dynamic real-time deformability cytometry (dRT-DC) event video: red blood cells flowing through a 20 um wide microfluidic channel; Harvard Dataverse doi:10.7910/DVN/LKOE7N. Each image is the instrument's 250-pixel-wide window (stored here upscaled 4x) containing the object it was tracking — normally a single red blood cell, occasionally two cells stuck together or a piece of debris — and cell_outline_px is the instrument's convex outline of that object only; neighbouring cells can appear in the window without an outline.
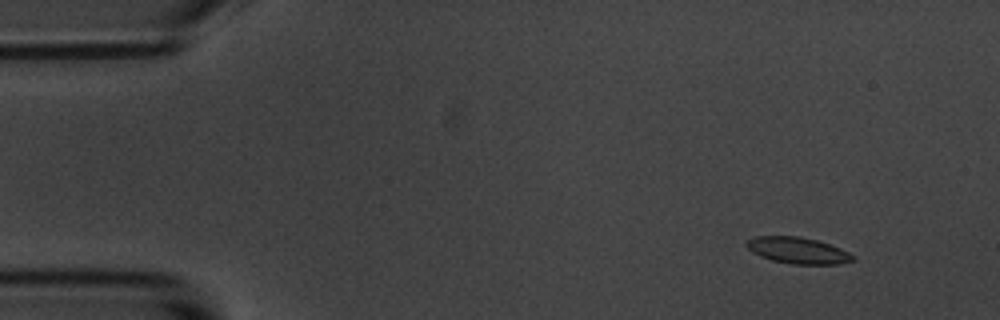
{"species": "common noctule bat (a hibernating species)", "species_latin": "Nyctalus noctula", "temperature_condition": "room temperature", "stored_images_in_passage": 5, "camera_frame_rate_fps": 3000, "um_per_image_px": 0.085, "animal": {"sex": "male", "body_mass_g": 20.1, "forearm_length_mm": 53.5}, "frame": {"image": 1, "passage_image": 2, "time_ms": 1.0, "image_size_px": [1000, 320], "cell_outline_px": [[856, 260], [840, 264], [792, 264], [772, 260], [760, 256], [752, 252], [744, 244], [744, 240], [756, 236], [800, 236], [816, 240], [840, 248], [856, 256]], "centroid_in_image_um": [67.8, 21.28], "position_along_channel_um": 17.2, "area_um2": 16.47}}
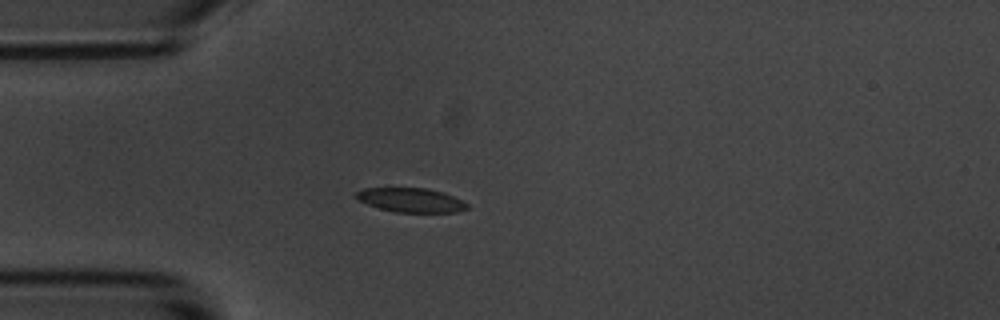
{"frame": {"image": 2, "passage_image": 4, "time_ms": 4.333, "image_size_px": [1000, 320], "cell_outline_px": [[468, 208], [456, 212], [396, 212], [380, 208], [368, 204], [352, 196], [356, 192], [364, 188], [424, 188], [444, 192], [468, 204]], "centroid_in_image_um": [34.9, 17.0], "position_along_channel_um": 50.1, "area_um2": 15.49}}